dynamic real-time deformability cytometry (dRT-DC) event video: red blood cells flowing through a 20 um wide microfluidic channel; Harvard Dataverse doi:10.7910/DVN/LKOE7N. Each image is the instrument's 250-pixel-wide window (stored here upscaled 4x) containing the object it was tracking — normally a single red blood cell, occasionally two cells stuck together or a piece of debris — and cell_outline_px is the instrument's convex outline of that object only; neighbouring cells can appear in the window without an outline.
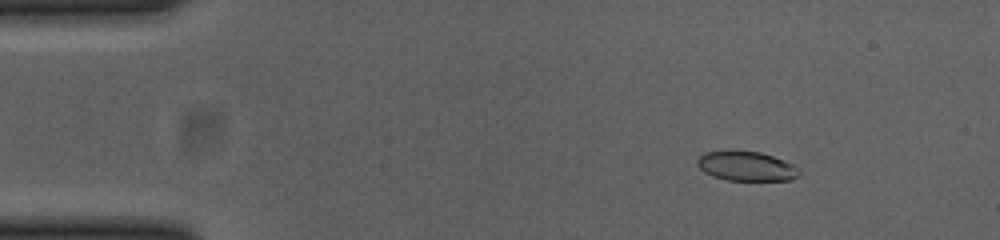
{"species": "common noctule bat (a hibernating species)", "species_latin": "Nyctalus noctula", "temperature_condition": "cold", "stored_images_in_passage": 53, "camera_frame_rate_fps": 3000, "um_per_image_px": 0.085, "animal": {"sex": "female", "body_mass_g": 23.0, "forearm_length_mm": 53.4}, "frame": {"image": 1, "passage_image": 7, "time_ms": 2.0, "image_size_px": [1000, 240], "cell_outline_px": [[800, 176], [792, 180], [728, 180], [712, 176], [704, 172], [696, 164], [696, 160], [704, 152], [732, 148], [760, 152], [784, 160], [792, 164], [800, 172]], "centroid_in_image_um": [63.39, 14.09], "position_along_channel_um": 21.6, "area_um2": 18.03}}
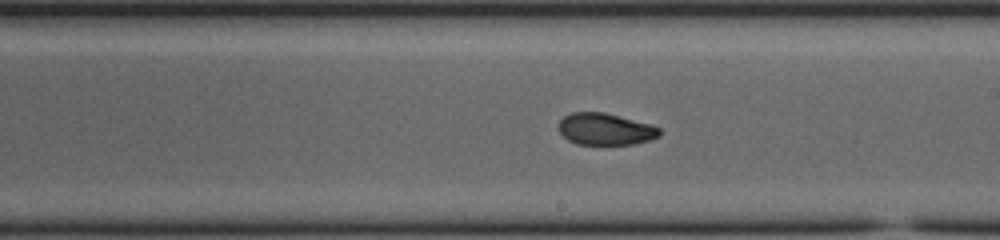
{"frame": {"image": 2, "passage_image": 30, "time_ms": 9.667, "image_size_px": [1000, 240], "cell_outline_px": [[660, 136], [648, 140], [632, 144], [604, 148], [576, 144], [568, 140], [560, 132], [560, 120], [564, 116], [572, 112], [604, 112], [652, 124], [660, 128]], "centroid_in_image_um": [51.47, 11.02], "position_along_channel_um": 237.5, "area_um2": 19.42}}
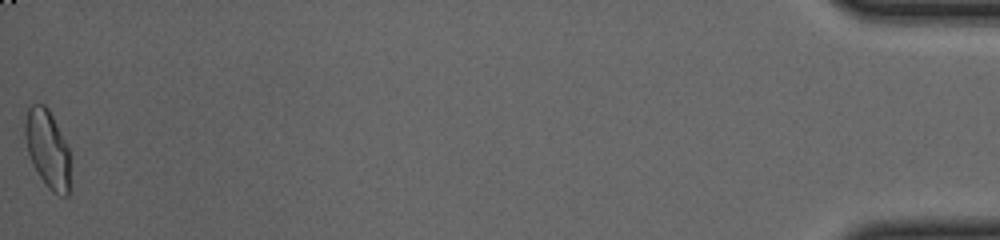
{"frame": {"image": 3, "passage_image": 53, "time_ms": 17.333, "image_size_px": [1000, 240], "cell_outline_px": [[68, 196], [60, 196], [52, 192], [48, 188], [40, 176], [28, 152], [24, 136], [24, 120], [28, 108], [32, 104], [44, 104], [48, 108], [68, 148]], "centroid_in_image_um": [4.0, 12.62], "position_along_channel_um": 431.2, "area_um2": 20.0}, "authors_computed_cell_mechanics": {"area_um2": 19.363, "velocity_mm_per_s": 3.8507, "shape_relaxation_time_tau1_ms": 4.825, "shape_relaxation_time_tau2_ms": 1.6835, "deformation_change_tau1": 0.1528, "deformation_change_tau2": 0.0563}}